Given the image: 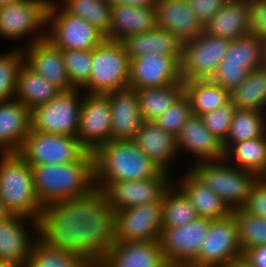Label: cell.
I'll use <instances>...</instances> for the list:
<instances>
[{
    "label": "cell",
    "mask_w": 266,
    "mask_h": 267,
    "mask_svg": "<svg viewBox=\"0 0 266 267\" xmlns=\"http://www.w3.org/2000/svg\"><path fill=\"white\" fill-rule=\"evenodd\" d=\"M38 238L95 267L116 243L115 210L98 189L81 198L44 205L38 218Z\"/></svg>",
    "instance_id": "1"
},
{
    "label": "cell",
    "mask_w": 266,
    "mask_h": 267,
    "mask_svg": "<svg viewBox=\"0 0 266 267\" xmlns=\"http://www.w3.org/2000/svg\"><path fill=\"white\" fill-rule=\"evenodd\" d=\"M225 267H249V266L246 265L242 260H240L232 265H227Z\"/></svg>",
    "instance_id": "54"
},
{
    "label": "cell",
    "mask_w": 266,
    "mask_h": 267,
    "mask_svg": "<svg viewBox=\"0 0 266 267\" xmlns=\"http://www.w3.org/2000/svg\"><path fill=\"white\" fill-rule=\"evenodd\" d=\"M31 128L30 110L15 99L0 102V153L18 152Z\"/></svg>",
    "instance_id": "28"
},
{
    "label": "cell",
    "mask_w": 266,
    "mask_h": 267,
    "mask_svg": "<svg viewBox=\"0 0 266 267\" xmlns=\"http://www.w3.org/2000/svg\"><path fill=\"white\" fill-rule=\"evenodd\" d=\"M181 56L149 53L130 59L128 87L161 88L183 83L180 74Z\"/></svg>",
    "instance_id": "15"
},
{
    "label": "cell",
    "mask_w": 266,
    "mask_h": 267,
    "mask_svg": "<svg viewBox=\"0 0 266 267\" xmlns=\"http://www.w3.org/2000/svg\"><path fill=\"white\" fill-rule=\"evenodd\" d=\"M156 27L155 6L116 4L111 8V23L106 39L122 41Z\"/></svg>",
    "instance_id": "26"
},
{
    "label": "cell",
    "mask_w": 266,
    "mask_h": 267,
    "mask_svg": "<svg viewBox=\"0 0 266 267\" xmlns=\"http://www.w3.org/2000/svg\"><path fill=\"white\" fill-rule=\"evenodd\" d=\"M46 39L58 49L93 50L106 38L95 26L68 13L56 0H50L46 14Z\"/></svg>",
    "instance_id": "8"
},
{
    "label": "cell",
    "mask_w": 266,
    "mask_h": 267,
    "mask_svg": "<svg viewBox=\"0 0 266 267\" xmlns=\"http://www.w3.org/2000/svg\"><path fill=\"white\" fill-rule=\"evenodd\" d=\"M241 209L266 220V184L257 179Z\"/></svg>",
    "instance_id": "46"
},
{
    "label": "cell",
    "mask_w": 266,
    "mask_h": 267,
    "mask_svg": "<svg viewBox=\"0 0 266 267\" xmlns=\"http://www.w3.org/2000/svg\"><path fill=\"white\" fill-rule=\"evenodd\" d=\"M106 95L112 114L111 140H134L144 121L136 91L128 87Z\"/></svg>",
    "instance_id": "24"
},
{
    "label": "cell",
    "mask_w": 266,
    "mask_h": 267,
    "mask_svg": "<svg viewBox=\"0 0 266 267\" xmlns=\"http://www.w3.org/2000/svg\"><path fill=\"white\" fill-rule=\"evenodd\" d=\"M235 109L234 104L229 101L223 106L201 115L206 128L222 143L229 134Z\"/></svg>",
    "instance_id": "44"
},
{
    "label": "cell",
    "mask_w": 266,
    "mask_h": 267,
    "mask_svg": "<svg viewBox=\"0 0 266 267\" xmlns=\"http://www.w3.org/2000/svg\"><path fill=\"white\" fill-rule=\"evenodd\" d=\"M230 101L236 109L266 113V66L249 71L243 83L230 92Z\"/></svg>",
    "instance_id": "33"
},
{
    "label": "cell",
    "mask_w": 266,
    "mask_h": 267,
    "mask_svg": "<svg viewBox=\"0 0 266 267\" xmlns=\"http://www.w3.org/2000/svg\"><path fill=\"white\" fill-rule=\"evenodd\" d=\"M258 179L266 184V166L264 167V169L258 174Z\"/></svg>",
    "instance_id": "53"
},
{
    "label": "cell",
    "mask_w": 266,
    "mask_h": 267,
    "mask_svg": "<svg viewBox=\"0 0 266 267\" xmlns=\"http://www.w3.org/2000/svg\"><path fill=\"white\" fill-rule=\"evenodd\" d=\"M182 170L180 175L174 171L173 183L186 195L199 217L221 220L232 213L228 205L187 168Z\"/></svg>",
    "instance_id": "25"
},
{
    "label": "cell",
    "mask_w": 266,
    "mask_h": 267,
    "mask_svg": "<svg viewBox=\"0 0 266 267\" xmlns=\"http://www.w3.org/2000/svg\"><path fill=\"white\" fill-rule=\"evenodd\" d=\"M130 59L121 42L105 39L92 50V71L83 93L106 94L128 88Z\"/></svg>",
    "instance_id": "7"
},
{
    "label": "cell",
    "mask_w": 266,
    "mask_h": 267,
    "mask_svg": "<svg viewBox=\"0 0 266 267\" xmlns=\"http://www.w3.org/2000/svg\"><path fill=\"white\" fill-rule=\"evenodd\" d=\"M223 149L224 159L235 168L258 175L266 166V134L236 144H223Z\"/></svg>",
    "instance_id": "32"
},
{
    "label": "cell",
    "mask_w": 266,
    "mask_h": 267,
    "mask_svg": "<svg viewBox=\"0 0 266 267\" xmlns=\"http://www.w3.org/2000/svg\"><path fill=\"white\" fill-rule=\"evenodd\" d=\"M134 141L160 170L174 176L172 165L182 157L175 136L164 132L154 121L144 120Z\"/></svg>",
    "instance_id": "23"
},
{
    "label": "cell",
    "mask_w": 266,
    "mask_h": 267,
    "mask_svg": "<svg viewBox=\"0 0 266 267\" xmlns=\"http://www.w3.org/2000/svg\"><path fill=\"white\" fill-rule=\"evenodd\" d=\"M221 62L242 63L248 71L263 66V41L256 34H248L230 42Z\"/></svg>",
    "instance_id": "39"
},
{
    "label": "cell",
    "mask_w": 266,
    "mask_h": 267,
    "mask_svg": "<svg viewBox=\"0 0 266 267\" xmlns=\"http://www.w3.org/2000/svg\"><path fill=\"white\" fill-rule=\"evenodd\" d=\"M83 94L81 89L62 91L46 104L31 110V129L36 132L77 137Z\"/></svg>",
    "instance_id": "9"
},
{
    "label": "cell",
    "mask_w": 266,
    "mask_h": 267,
    "mask_svg": "<svg viewBox=\"0 0 266 267\" xmlns=\"http://www.w3.org/2000/svg\"><path fill=\"white\" fill-rule=\"evenodd\" d=\"M203 32L228 40L251 34L250 0H227Z\"/></svg>",
    "instance_id": "27"
},
{
    "label": "cell",
    "mask_w": 266,
    "mask_h": 267,
    "mask_svg": "<svg viewBox=\"0 0 266 267\" xmlns=\"http://www.w3.org/2000/svg\"><path fill=\"white\" fill-rule=\"evenodd\" d=\"M238 226L234 214L221 220H211L207 236L202 241L195 267H225L242 260Z\"/></svg>",
    "instance_id": "10"
},
{
    "label": "cell",
    "mask_w": 266,
    "mask_h": 267,
    "mask_svg": "<svg viewBox=\"0 0 266 267\" xmlns=\"http://www.w3.org/2000/svg\"><path fill=\"white\" fill-rule=\"evenodd\" d=\"M49 1L17 0L1 6L0 38L12 41L14 45L11 47L20 49L46 38V14Z\"/></svg>",
    "instance_id": "6"
},
{
    "label": "cell",
    "mask_w": 266,
    "mask_h": 267,
    "mask_svg": "<svg viewBox=\"0 0 266 267\" xmlns=\"http://www.w3.org/2000/svg\"><path fill=\"white\" fill-rule=\"evenodd\" d=\"M266 134V113L255 110L235 109L230 131L222 144H236Z\"/></svg>",
    "instance_id": "36"
},
{
    "label": "cell",
    "mask_w": 266,
    "mask_h": 267,
    "mask_svg": "<svg viewBox=\"0 0 266 267\" xmlns=\"http://www.w3.org/2000/svg\"><path fill=\"white\" fill-rule=\"evenodd\" d=\"M137 93L141 115L145 121H155L184 94L183 83L161 88H141Z\"/></svg>",
    "instance_id": "34"
},
{
    "label": "cell",
    "mask_w": 266,
    "mask_h": 267,
    "mask_svg": "<svg viewBox=\"0 0 266 267\" xmlns=\"http://www.w3.org/2000/svg\"><path fill=\"white\" fill-rule=\"evenodd\" d=\"M162 233V201L115 212V241H159Z\"/></svg>",
    "instance_id": "14"
},
{
    "label": "cell",
    "mask_w": 266,
    "mask_h": 267,
    "mask_svg": "<svg viewBox=\"0 0 266 267\" xmlns=\"http://www.w3.org/2000/svg\"><path fill=\"white\" fill-rule=\"evenodd\" d=\"M183 86L194 115L201 116L230 101V92L211 79L190 80L183 82Z\"/></svg>",
    "instance_id": "31"
},
{
    "label": "cell",
    "mask_w": 266,
    "mask_h": 267,
    "mask_svg": "<svg viewBox=\"0 0 266 267\" xmlns=\"http://www.w3.org/2000/svg\"><path fill=\"white\" fill-rule=\"evenodd\" d=\"M263 65L266 66V39L263 40Z\"/></svg>",
    "instance_id": "56"
},
{
    "label": "cell",
    "mask_w": 266,
    "mask_h": 267,
    "mask_svg": "<svg viewBox=\"0 0 266 267\" xmlns=\"http://www.w3.org/2000/svg\"><path fill=\"white\" fill-rule=\"evenodd\" d=\"M177 147L181 160L187 159L189 164L185 168L200 161L224 159L223 144L204 125L201 116L192 115L182 126L176 136ZM186 157V158H185ZM193 161V163L191 162Z\"/></svg>",
    "instance_id": "19"
},
{
    "label": "cell",
    "mask_w": 266,
    "mask_h": 267,
    "mask_svg": "<svg viewBox=\"0 0 266 267\" xmlns=\"http://www.w3.org/2000/svg\"><path fill=\"white\" fill-rule=\"evenodd\" d=\"M0 199L11 214L38 220L42 212L31 165L18 152L0 153Z\"/></svg>",
    "instance_id": "4"
},
{
    "label": "cell",
    "mask_w": 266,
    "mask_h": 267,
    "mask_svg": "<svg viewBox=\"0 0 266 267\" xmlns=\"http://www.w3.org/2000/svg\"><path fill=\"white\" fill-rule=\"evenodd\" d=\"M15 1L17 0H0V7Z\"/></svg>",
    "instance_id": "57"
},
{
    "label": "cell",
    "mask_w": 266,
    "mask_h": 267,
    "mask_svg": "<svg viewBox=\"0 0 266 267\" xmlns=\"http://www.w3.org/2000/svg\"><path fill=\"white\" fill-rule=\"evenodd\" d=\"M248 70L242 63L220 62L211 80L231 92L246 79Z\"/></svg>",
    "instance_id": "45"
},
{
    "label": "cell",
    "mask_w": 266,
    "mask_h": 267,
    "mask_svg": "<svg viewBox=\"0 0 266 267\" xmlns=\"http://www.w3.org/2000/svg\"><path fill=\"white\" fill-rule=\"evenodd\" d=\"M193 115L190 100L183 94L154 122L166 133L177 136L182 126Z\"/></svg>",
    "instance_id": "43"
},
{
    "label": "cell",
    "mask_w": 266,
    "mask_h": 267,
    "mask_svg": "<svg viewBox=\"0 0 266 267\" xmlns=\"http://www.w3.org/2000/svg\"><path fill=\"white\" fill-rule=\"evenodd\" d=\"M226 1L227 0H187L188 5L196 12L203 26L223 7Z\"/></svg>",
    "instance_id": "48"
},
{
    "label": "cell",
    "mask_w": 266,
    "mask_h": 267,
    "mask_svg": "<svg viewBox=\"0 0 266 267\" xmlns=\"http://www.w3.org/2000/svg\"><path fill=\"white\" fill-rule=\"evenodd\" d=\"M155 18L156 27L172 33L182 42L195 39L204 29L187 0H157Z\"/></svg>",
    "instance_id": "22"
},
{
    "label": "cell",
    "mask_w": 266,
    "mask_h": 267,
    "mask_svg": "<svg viewBox=\"0 0 266 267\" xmlns=\"http://www.w3.org/2000/svg\"><path fill=\"white\" fill-rule=\"evenodd\" d=\"M242 261L249 267H266V245L248 249Z\"/></svg>",
    "instance_id": "49"
},
{
    "label": "cell",
    "mask_w": 266,
    "mask_h": 267,
    "mask_svg": "<svg viewBox=\"0 0 266 267\" xmlns=\"http://www.w3.org/2000/svg\"><path fill=\"white\" fill-rule=\"evenodd\" d=\"M210 221L199 217L176 228H162L159 241L167 262L192 264L198 258Z\"/></svg>",
    "instance_id": "17"
},
{
    "label": "cell",
    "mask_w": 266,
    "mask_h": 267,
    "mask_svg": "<svg viewBox=\"0 0 266 267\" xmlns=\"http://www.w3.org/2000/svg\"><path fill=\"white\" fill-rule=\"evenodd\" d=\"M112 5L128 4L137 6H155L157 0H108Z\"/></svg>",
    "instance_id": "50"
},
{
    "label": "cell",
    "mask_w": 266,
    "mask_h": 267,
    "mask_svg": "<svg viewBox=\"0 0 266 267\" xmlns=\"http://www.w3.org/2000/svg\"><path fill=\"white\" fill-rule=\"evenodd\" d=\"M23 64L20 48L10 47L0 53V102L14 99L18 72Z\"/></svg>",
    "instance_id": "41"
},
{
    "label": "cell",
    "mask_w": 266,
    "mask_h": 267,
    "mask_svg": "<svg viewBox=\"0 0 266 267\" xmlns=\"http://www.w3.org/2000/svg\"><path fill=\"white\" fill-rule=\"evenodd\" d=\"M237 221L242 254L252 247L266 245V220L241 208L232 210Z\"/></svg>",
    "instance_id": "40"
},
{
    "label": "cell",
    "mask_w": 266,
    "mask_h": 267,
    "mask_svg": "<svg viewBox=\"0 0 266 267\" xmlns=\"http://www.w3.org/2000/svg\"><path fill=\"white\" fill-rule=\"evenodd\" d=\"M24 64L33 72L55 85L61 91L74 89L68 78L63 63L61 49L54 46L48 39L36 41L22 49Z\"/></svg>",
    "instance_id": "20"
},
{
    "label": "cell",
    "mask_w": 266,
    "mask_h": 267,
    "mask_svg": "<svg viewBox=\"0 0 266 267\" xmlns=\"http://www.w3.org/2000/svg\"><path fill=\"white\" fill-rule=\"evenodd\" d=\"M94 184L101 190L108 182L148 179L161 170L134 140H111L94 152Z\"/></svg>",
    "instance_id": "3"
},
{
    "label": "cell",
    "mask_w": 266,
    "mask_h": 267,
    "mask_svg": "<svg viewBox=\"0 0 266 267\" xmlns=\"http://www.w3.org/2000/svg\"><path fill=\"white\" fill-rule=\"evenodd\" d=\"M112 114L106 94H83L78 136L90 152L111 141Z\"/></svg>",
    "instance_id": "16"
},
{
    "label": "cell",
    "mask_w": 266,
    "mask_h": 267,
    "mask_svg": "<svg viewBox=\"0 0 266 267\" xmlns=\"http://www.w3.org/2000/svg\"><path fill=\"white\" fill-rule=\"evenodd\" d=\"M63 63L74 89H82L90 79L92 50L61 49Z\"/></svg>",
    "instance_id": "42"
},
{
    "label": "cell",
    "mask_w": 266,
    "mask_h": 267,
    "mask_svg": "<svg viewBox=\"0 0 266 267\" xmlns=\"http://www.w3.org/2000/svg\"><path fill=\"white\" fill-rule=\"evenodd\" d=\"M198 218V213L189 199L172 183L162 200V228H176Z\"/></svg>",
    "instance_id": "35"
},
{
    "label": "cell",
    "mask_w": 266,
    "mask_h": 267,
    "mask_svg": "<svg viewBox=\"0 0 266 267\" xmlns=\"http://www.w3.org/2000/svg\"><path fill=\"white\" fill-rule=\"evenodd\" d=\"M37 238L38 220L12 214L0 221V261L26 267Z\"/></svg>",
    "instance_id": "18"
},
{
    "label": "cell",
    "mask_w": 266,
    "mask_h": 267,
    "mask_svg": "<svg viewBox=\"0 0 266 267\" xmlns=\"http://www.w3.org/2000/svg\"><path fill=\"white\" fill-rule=\"evenodd\" d=\"M187 169L231 210L244 205L252 185L258 179L255 172L235 168L225 159L196 162Z\"/></svg>",
    "instance_id": "5"
},
{
    "label": "cell",
    "mask_w": 266,
    "mask_h": 267,
    "mask_svg": "<svg viewBox=\"0 0 266 267\" xmlns=\"http://www.w3.org/2000/svg\"><path fill=\"white\" fill-rule=\"evenodd\" d=\"M160 241L116 242L95 267H164Z\"/></svg>",
    "instance_id": "21"
},
{
    "label": "cell",
    "mask_w": 266,
    "mask_h": 267,
    "mask_svg": "<svg viewBox=\"0 0 266 267\" xmlns=\"http://www.w3.org/2000/svg\"><path fill=\"white\" fill-rule=\"evenodd\" d=\"M251 33L266 39V0H250Z\"/></svg>",
    "instance_id": "47"
},
{
    "label": "cell",
    "mask_w": 266,
    "mask_h": 267,
    "mask_svg": "<svg viewBox=\"0 0 266 267\" xmlns=\"http://www.w3.org/2000/svg\"><path fill=\"white\" fill-rule=\"evenodd\" d=\"M0 267H18L14 263L6 262V261H0Z\"/></svg>",
    "instance_id": "55"
},
{
    "label": "cell",
    "mask_w": 266,
    "mask_h": 267,
    "mask_svg": "<svg viewBox=\"0 0 266 267\" xmlns=\"http://www.w3.org/2000/svg\"><path fill=\"white\" fill-rule=\"evenodd\" d=\"M68 13L81 17L104 35L109 32L112 4L108 0H56Z\"/></svg>",
    "instance_id": "37"
},
{
    "label": "cell",
    "mask_w": 266,
    "mask_h": 267,
    "mask_svg": "<svg viewBox=\"0 0 266 267\" xmlns=\"http://www.w3.org/2000/svg\"><path fill=\"white\" fill-rule=\"evenodd\" d=\"M171 174L160 171L148 179L108 182L100 191L115 212L142 204L162 201L165 191L173 183Z\"/></svg>",
    "instance_id": "13"
},
{
    "label": "cell",
    "mask_w": 266,
    "mask_h": 267,
    "mask_svg": "<svg viewBox=\"0 0 266 267\" xmlns=\"http://www.w3.org/2000/svg\"><path fill=\"white\" fill-rule=\"evenodd\" d=\"M231 40L202 32L195 39L183 42L180 74L183 82L211 79L225 58Z\"/></svg>",
    "instance_id": "11"
},
{
    "label": "cell",
    "mask_w": 266,
    "mask_h": 267,
    "mask_svg": "<svg viewBox=\"0 0 266 267\" xmlns=\"http://www.w3.org/2000/svg\"><path fill=\"white\" fill-rule=\"evenodd\" d=\"M62 91L23 64L18 72L14 99L30 111L46 104Z\"/></svg>",
    "instance_id": "30"
},
{
    "label": "cell",
    "mask_w": 266,
    "mask_h": 267,
    "mask_svg": "<svg viewBox=\"0 0 266 267\" xmlns=\"http://www.w3.org/2000/svg\"><path fill=\"white\" fill-rule=\"evenodd\" d=\"M26 267H94L81 256L50 247L37 238Z\"/></svg>",
    "instance_id": "38"
},
{
    "label": "cell",
    "mask_w": 266,
    "mask_h": 267,
    "mask_svg": "<svg viewBox=\"0 0 266 267\" xmlns=\"http://www.w3.org/2000/svg\"><path fill=\"white\" fill-rule=\"evenodd\" d=\"M11 212L6 208L4 202L0 199V221L11 216Z\"/></svg>",
    "instance_id": "51"
},
{
    "label": "cell",
    "mask_w": 266,
    "mask_h": 267,
    "mask_svg": "<svg viewBox=\"0 0 266 267\" xmlns=\"http://www.w3.org/2000/svg\"><path fill=\"white\" fill-rule=\"evenodd\" d=\"M34 189L42 206L81 198L94 189V155L87 151L78 161L31 165Z\"/></svg>",
    "instance_id": "2"
},
{
    "label": "cell",
    "mask_w": 266,
    "mask_h": 267,
    "mask_svg": "<svg viewBox=\"0 0 266 267\" xmlns=\"http://www.w3.org/2000/svg\"><path fill=\"white\" fill-rule=\"evenodd\" d=\"M129 59L157 53L169 56H182V45L172 33L155 27L141 34H134L120 41Z\"/></svg>",
    "instance_id": "29"
},
{
    "label": "cell",
    "mask_w": 266,
    "mask_h": 267,
    "mask_svg": "<svg viewBox=\"0 0 266 267\" xmlns=\"http://www.w3.org/2000/svg\"><path fill=\"white\" fill-rule=\"evenodd\" d=\"M164 267H195L192 264L170 263L168 262Z\"/></svg>",
    "instance_id": "52"
},
{
    "label": "cell",
    "mask_w": 266,
    "mask_h": 267,
    "mask_svg": "<svg viewBox=\"0 0 266 267\" xmlns=\"http://www.w3.org/2000/svg\"><path fill=\"white\" fill-rule=\"evenodd\" d=\"M88 150L74 136L36 132L30 128L18 153L30 165L78 161Z\"/></svg>",
    "instance_id": "12"
}]
</instances>
